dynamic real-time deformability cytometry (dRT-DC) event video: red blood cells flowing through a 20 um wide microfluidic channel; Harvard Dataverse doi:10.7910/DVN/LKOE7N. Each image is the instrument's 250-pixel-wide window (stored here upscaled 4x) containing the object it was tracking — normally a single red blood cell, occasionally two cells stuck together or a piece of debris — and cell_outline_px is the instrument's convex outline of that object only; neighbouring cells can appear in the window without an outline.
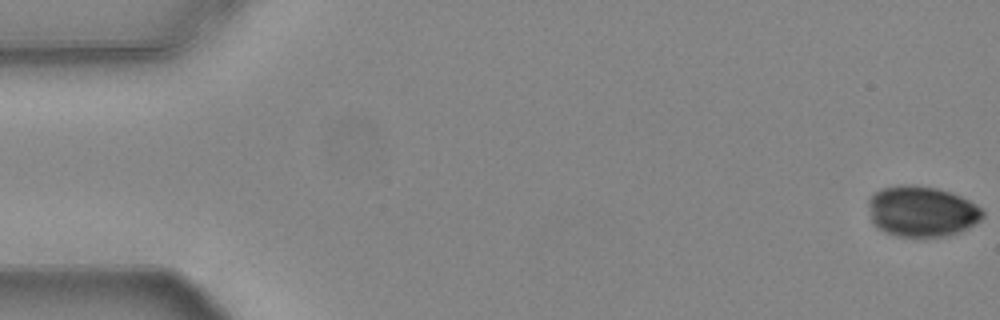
{"species": "common noctule bat (a hibernating species)", "species_latin": "Nyctalus noctula", "temperature_condition": "warm", "stored_images_in_passage": 55, "camera_frame_rate_fps": 3000, "um_per_image_px": 0.085, "animal": {"sex": "female", "body_mass_g": 24.6, "forearm_length_mm": 56.2}, "frame": {"image": 1, "passage_image": 1, "time_ms": 0.0, "image_size_px": [1000, 320], "cell_outline_px": [[984, 216], [980, 220], [968, 228], [960, 232], [948, 236], [896, 236], [884, 232], [876, 228], [872, 224], [868, 204], [868, 200], [880, 188], [904, 184], [912, 184], [936, 188], [960, 196], [976, 204], [984, 212]], "centroid_in_image_um": [78.32, 17.97], "position_along_channel_um": 6.7, "area_um2": 33.87}}
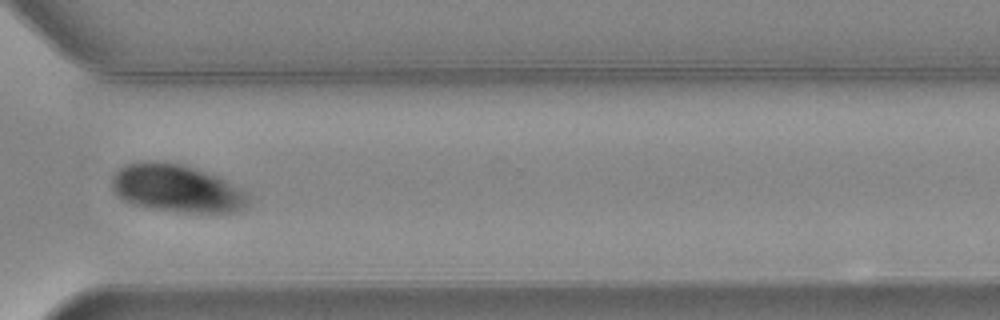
{"frame": {"image": 2, "passage_image": 41, "time_ms": 13.333, "image_size_px": [1000, 320], "cell_outline_px": [[248, 204], [244, 208], [236, 212], [180, 212], [144, 208], [132, 204], [124, 200], [112, 188], [112, 176], [124, 164], [144, 160], [152, 160], [184, 164], [216, 176], [224, 180], [244, 192], [248, 196]], "centroid_in_image_um": [14.96, 16.01], "position_along_channel_um": 355.6, "area_um2": 37.92}}
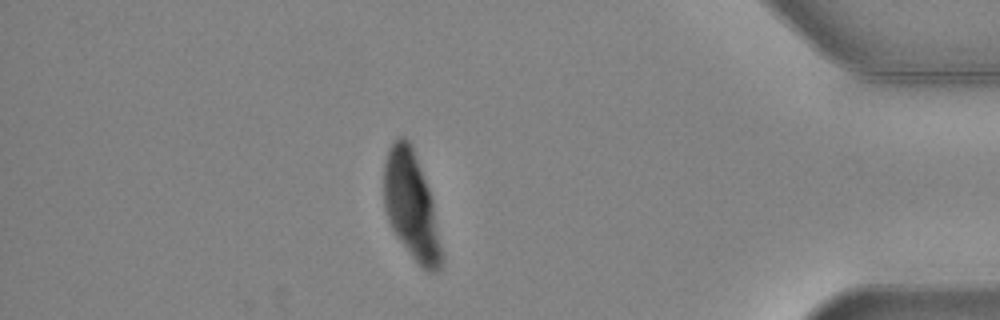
{"frame": {"image": 3, "passage_image": 48, "time_ms": 15.667, "image_size_px": [1000, 320], "cell_outline_px": [[440, 272], [428, 272], [420, 268], [396, 236], [388, 220], [384, 208], [384, 160], [388, 148], [400, 136], [404, 136], [412, 144], [428, 188], [432, 200], [440, 244]], "centroid_in_image_um": [34.92, 17.47], "position_along_channel_um": 400.3, "area_um2": 35.84}}